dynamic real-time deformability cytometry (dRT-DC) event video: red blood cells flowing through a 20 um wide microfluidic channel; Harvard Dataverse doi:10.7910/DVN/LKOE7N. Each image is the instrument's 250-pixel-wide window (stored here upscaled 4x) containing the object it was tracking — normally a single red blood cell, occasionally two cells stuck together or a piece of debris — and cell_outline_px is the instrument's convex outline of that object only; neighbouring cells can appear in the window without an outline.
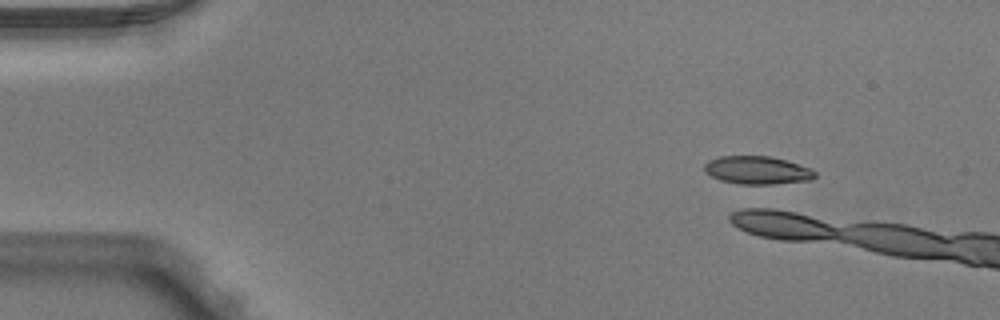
{"species": "Egyptian fruit bat (a non-hibernating species)", "species_latin": "Rousettus aegyptiacus", "temperature_condition": "warm", "stored_images_in_passage": 5, "segment_of_instrument_passage": [2, 2], "camera_frame_rate_fps": 3000, "um_per_image_px": 0.085, "animal": {"sex": "male"}, "frame": {"image": 1, "passage_image": 5, "time_ms": 1.333, "image_size_px": [1000, 320], "cell_outline_px": [[816, 176], [812, 180], [772, 184], [740, 184], [720, 180], [704, 172], [704, 164], [708, 160], [720, 156], [772, 156], [812, 168], [816, 172]], "centroid_in_image_um": [64.38, 14.46], "position_along_channel_um": 20.6, "area_um2": 18.21}}